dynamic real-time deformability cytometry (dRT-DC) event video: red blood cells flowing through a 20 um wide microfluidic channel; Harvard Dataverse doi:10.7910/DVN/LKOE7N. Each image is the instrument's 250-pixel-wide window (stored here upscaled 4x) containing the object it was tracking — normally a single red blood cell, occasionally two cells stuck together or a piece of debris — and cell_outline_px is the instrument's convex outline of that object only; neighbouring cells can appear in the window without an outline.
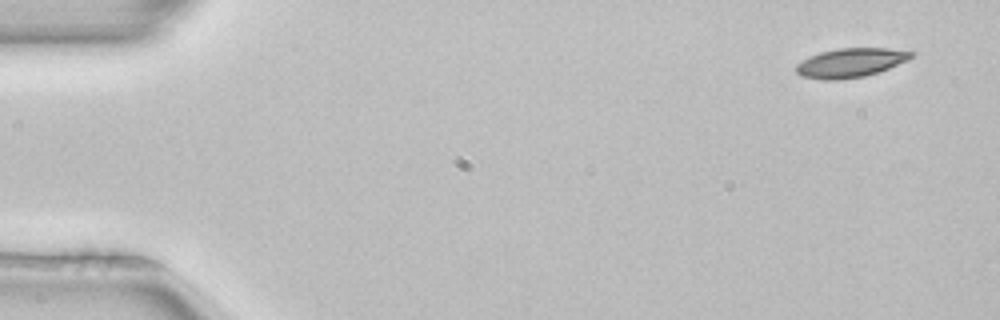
{"species": "common noctule bat (a hibernating species)", "species_latin": "Nyctalus noctula", "temperature_condition": "room temperature", "stored_images_in_passage": 4, "camera_frame_rate_fps": 3000, "um_per_image_px": 0.085, "animal": {"sex": "female", "body_mass_g": 22.7, "forearm_length_mm": 54.2}, "frame": {"image": 1, "passage_image": 1, "time_ms": 0.0, "image_size_px": [1000, 320], "cell_outline_px": [[916, 52], [908, 60], [888, 68], [864, 76], [840, 80], [824, 80], [800, 76], [796, 72], [796, 64], [820, 52], [840, 48], [888, 48]], "centroid_in_image_um": [72.3, 5.34], "position_along_channel_um": 12.7, "area_um2": 19.36}}